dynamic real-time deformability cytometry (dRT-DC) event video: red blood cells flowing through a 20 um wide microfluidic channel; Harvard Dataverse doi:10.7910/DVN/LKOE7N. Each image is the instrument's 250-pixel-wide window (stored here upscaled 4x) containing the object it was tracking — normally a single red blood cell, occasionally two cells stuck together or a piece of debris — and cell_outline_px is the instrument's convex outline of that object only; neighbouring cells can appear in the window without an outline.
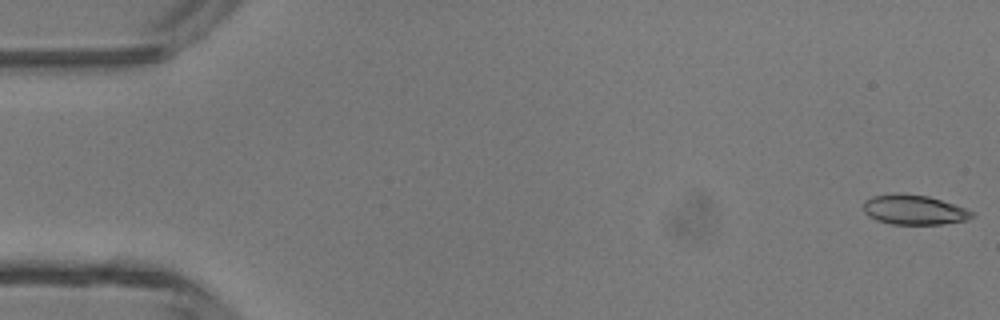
{"species": "common noctule bat (a hibernating species)", "species_latin": "Nyctalus noctula", "temperature_condition": "room temperature", "stored_images_in_passage": 8, "segment_of_instrument_passage": [1, 2], "camera_frame_rate_fps": 3000, "um_per_image_px": 0.085, "animal": {"sex": "male", "body_mass_g": 13.3}, "frame": {"image": 1, "passage_image": 1, "time_ms": 0.0, "image_size_px": [1000, 320], "cell_outline_px": [[976, 216], [968, 220], [940, 224], [892, 224], [876, 220], [868, 216], [864, 212], [864, 200], [872, 196], [896, 192], [928, 196], [976, 212]], "centroid_in_image_um": [77.69, 17.83], "position_along_channel_um": 7.3, "area_um2": 18.96}}